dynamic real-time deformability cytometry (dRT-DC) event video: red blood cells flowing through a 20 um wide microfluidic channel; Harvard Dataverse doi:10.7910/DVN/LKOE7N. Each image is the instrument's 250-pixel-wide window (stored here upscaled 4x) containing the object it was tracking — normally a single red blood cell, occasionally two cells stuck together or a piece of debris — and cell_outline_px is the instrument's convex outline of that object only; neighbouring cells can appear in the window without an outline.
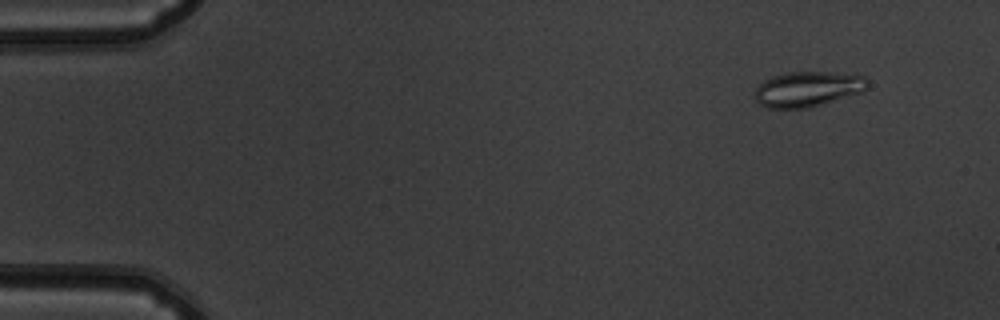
{"species": "common noctule bat (a hibernating species)", "species_latin": "Nyctalus noctula", "temperature_condition": "warm", "stored_images_in_passage": 53, "camera_frame_rate_fps": 3000, "um_per_image_px": 0.085, "animal": {"sex": "male", "body_mass_g": 19.5, "forearm_length_mm": 54.6}, "frame": {"image": 1, "passage_image": 5, "time_ms": 1.333, "image_size_px": [1000, 320], "cell_outline_px": [[868, 84], [860, 92], [812, 108], [768, 108], [760, 104], [756, 100], [756, 88], [764, 80], [772, 76], [788, 72], [828, 72], [864, 76], [868, 80]], "centroid_in_image_um": [68.63, 7.57], "position_along_channel_um": 16.4, "area_um2": 22.95}}
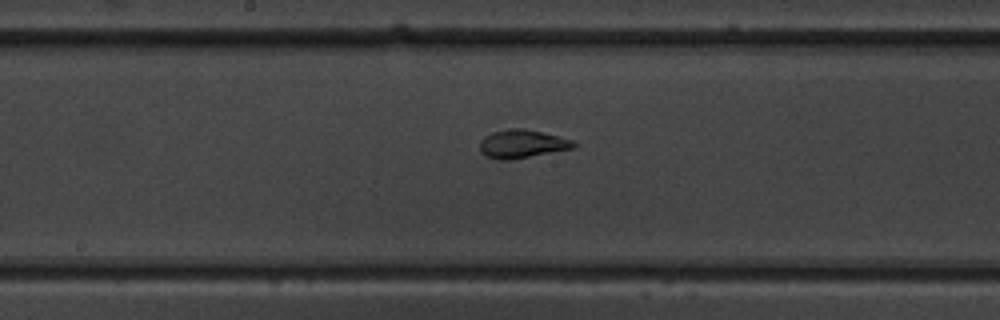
{"frame": {"image": 2, "passage_image": 28, "time_ms": 9.0, "image_size_px": [1000, 320], "cell_outline_px": [[576, 148], [508, 160], [500, 160], [484, 156], [480, 152], [480, 140], [484, 136], [492, 132], [512, 128], [524, 128], [572, 140], [576, 144]], "centroid_in_image_um": [44.34, 12.24], "position_along_channel_um": 203.9, "area_um2": 15.43}}
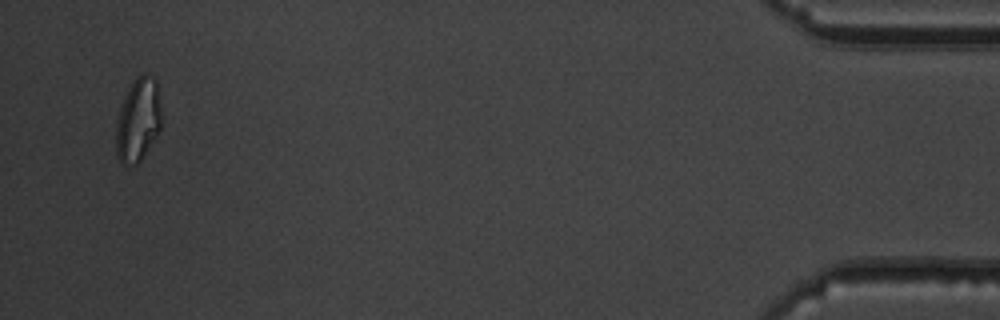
{"frame": {"image": 3, "passage_image": 51, "time_ms": 16.667, "image_size_px": [1000, 320], "cell_outline_px": [[160, 128], [140, 160], [136, 164], [120, 164], [116, 156], [116, 124], [120, 108], [124, 96], [128, 88], [136, 76], [144, 72], [152, 76], [156, 80], [160, 108]], "centroid_in_image_um": [11.7, 10.16], "position_along_channel_um": 423.5, "area_um2": 21.85}, "authors_computed_cell_mechanics": {"area_um2": 17.3978, "velocity_mm_per_s": 3.8903, "shape_relaxation_time_tau1_ms": 10.1787, "shape_relaxation_time_tau2_ms": 0.8587, "deformation_change_tau1": 0.2396, "deformation_change_tau2": 0.0665}}